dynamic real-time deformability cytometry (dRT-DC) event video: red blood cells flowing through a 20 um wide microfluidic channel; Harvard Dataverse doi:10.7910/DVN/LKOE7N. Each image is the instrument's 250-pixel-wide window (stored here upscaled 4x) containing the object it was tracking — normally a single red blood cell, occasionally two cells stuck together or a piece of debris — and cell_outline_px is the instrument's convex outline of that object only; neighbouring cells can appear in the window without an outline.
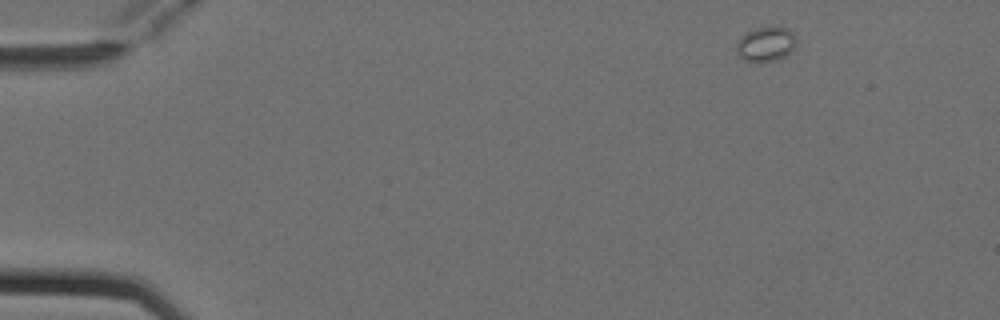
{"species": "Egyptian fruit bat (a non-hibernating species)", "species_latin": "Rousettus aegyptiacus", "temperature_condition": "cold", "stored_images_in_passage": 3, "camera_frame_rate_fps": 3000, "um_per_image_px": 0.085, "animal": {"sex": "female"}, "frame": {"image": 1, "passage_image": 1, "time_ms": 0.0, "image_size_px": [1000, 320], "cell_outline_px": [[796, 44], [780, 60], [744, 60], [736, 52], [736, 44], [740, 36], [756, 28], [788, 28], [796, 32]], "centroid_in_image_um": [65.11, 3.73], "position_along_channel_um": 19.9, "area_um2": 11.79}}